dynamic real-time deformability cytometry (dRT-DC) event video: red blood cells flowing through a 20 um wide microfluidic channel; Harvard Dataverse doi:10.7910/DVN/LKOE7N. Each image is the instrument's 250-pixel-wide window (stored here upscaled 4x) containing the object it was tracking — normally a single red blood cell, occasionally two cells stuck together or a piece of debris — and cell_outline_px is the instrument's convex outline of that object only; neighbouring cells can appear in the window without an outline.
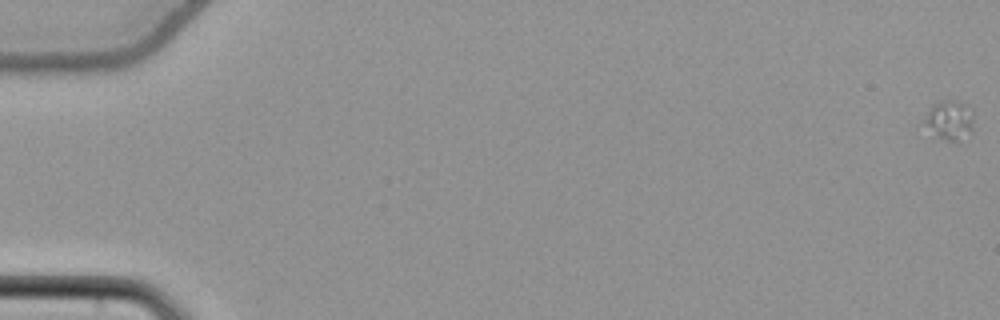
{"species": "common noctule bat (a hibernating species)", "species_latin": "Nyctalus noctula", "temperature_condition": "cold", "stored_images_in_passage": 14, "camera_frame_rate_fps": 3000, "um_per_image_px": 0.085, "animal": {"sex": "female", "body_mass_g": 22.7, "forearm_length_mm": 54.2}, "frame": {"image": 1, "passage_image": 1, "time_ms": 0.0, "image_size_px": [1000, 320], "cell_outline_px": [[972, 132], [956, 140], [948, 140], [936, 136], [924, 124], [924, 120], [928, 112], [940, 100], [960, 100], [968, 104], [972, 108]], "centroid_in_image_um": [80.75, 10.16], "position_along_channel_um": 4.3, "area_um2": 11.1}}